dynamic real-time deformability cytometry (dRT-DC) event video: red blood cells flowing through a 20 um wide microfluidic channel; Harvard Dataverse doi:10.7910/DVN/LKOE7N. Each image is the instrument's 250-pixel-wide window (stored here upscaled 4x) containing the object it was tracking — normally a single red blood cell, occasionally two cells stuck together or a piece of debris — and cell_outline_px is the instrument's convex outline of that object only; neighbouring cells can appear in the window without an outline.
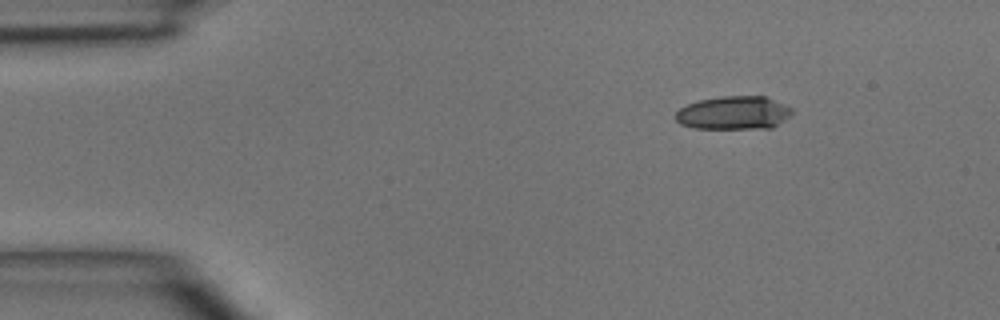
{"species": "common noctule bat (a hibernating species)", "species_latin": "Nyctalus noctula", "temperature_condition": "room temperature", "stored_images_in_passage": 4, "segment_of_instrument_passage": [1, 2], "camera_frame_rate_fps": 3000, "um_per_image_px": 0.085, "animal": {"sex": "male", "body_mass_g": 15.6}, "frame": {"image": 1, "passage_image": 1, "time_ms": 0.0, "image_size_px": [1000, 320], "cell_outline_px": [[792, 112], [788, 116], [772, 128], [692, 128], [680, 124], [676, 120], [676, 112], [680, 108], [688, 104], [700, 100], [720, 96], [764, 96], [784, 104], [792, 108]], "centroid_in_image_um": [62.34, 9.59], "position_along_channel_um": 22.7, "area_um2": 22.43}}
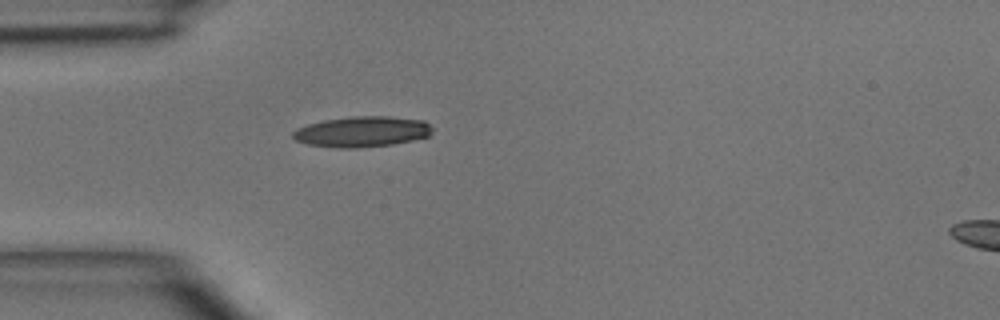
{"frame": {"image": 2, "passage_image": 3, "time_ms": 2.333, "image_size_px": [1000, 320], "cell_outline_px": [[436, 128], [428, 136], [412, 140], [392, 144], [356, 148], [340, 148], [308, 144], [296, 140], [292, 136], [292, 132], [296, 128], [308, 124], [324, 120], [352, 116], [388, 116], [424, 120]], "centroid_in_image_um": [30.81, 11.18], "position_along_channel_um": 54.2, "area_um2": 24.97}}